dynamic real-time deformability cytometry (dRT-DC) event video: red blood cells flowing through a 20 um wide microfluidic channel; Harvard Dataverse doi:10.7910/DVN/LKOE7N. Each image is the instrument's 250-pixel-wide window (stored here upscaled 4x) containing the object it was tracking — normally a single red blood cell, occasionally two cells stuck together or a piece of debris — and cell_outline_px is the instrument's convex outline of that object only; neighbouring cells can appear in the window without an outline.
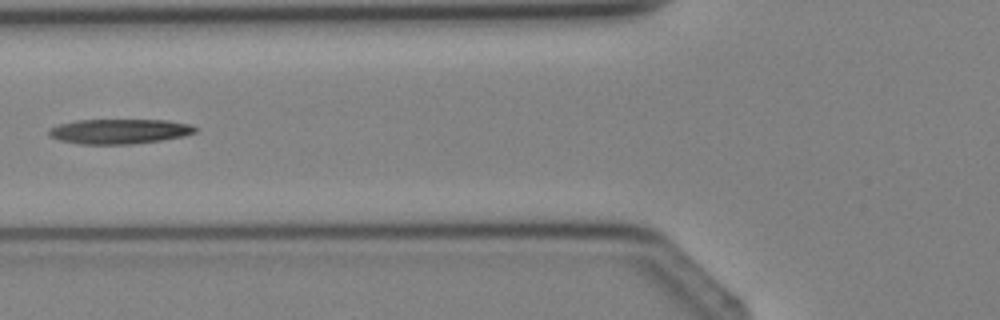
{"species": "Egyptian fruit bat (a non-hibernating species)", "species_latin": "Rousettus aegyptiacus", "temperature_condition": "cold", "stored_images_in_passage": 5, "camera_frame_rate_fps": 3000, "um_per_image_px": 0.085, "animal": {"sex": "female"}, "frame": {"image": 1, "passage_image": 5, "time_ms": 4.667, "image_size_px": [1000, 320], "cell_outline_px": [[196, 132], [184, 136], [160, 140], [128, 144], [80, 144], [60, 140], [48, 136], [48, 128], [60, 124], [76, 120], [168, 120], [188, 124], [196, 128]], "centroid_in_image_um": [10.1, 11.16], "position_along_channel_um": 115.7, "area_um2": 21.1}}